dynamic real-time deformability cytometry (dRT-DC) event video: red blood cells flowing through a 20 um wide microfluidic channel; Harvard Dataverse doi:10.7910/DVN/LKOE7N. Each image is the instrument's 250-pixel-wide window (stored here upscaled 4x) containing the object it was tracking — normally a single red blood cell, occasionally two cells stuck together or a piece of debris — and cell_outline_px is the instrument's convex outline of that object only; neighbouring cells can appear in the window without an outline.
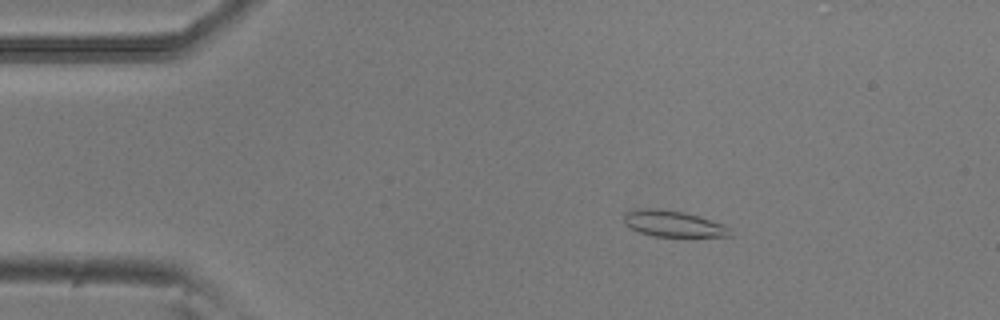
{"species": "common noctule bat (a hibernating species)", "species_latin": "Nyctalus noctula", "temperature_condition": "room temperature", "stored_images_in_passage": 46, "camera_frame_rate_fps": 3000, "um_per_image_px": 0.085, "animal": {"sex": "male", "body_mass_g": 20.5, "forearm_length_mm": 52.5}, "frame": {"image": 1, "passage_image": 3, "time_ms": 0.667, "image_size_px": [1000, 320], "cell_outline_px": [[732, 236], [656, 236], [640, 232], [624, 224], [624, 212], [636, 208], [660, 208], [684, 212], [724, 224], [728, 228]], "centroid_in_image_um": [57.17, 18.99], "position_along_channel_um": 27.8, "area_um2": 16.07}}
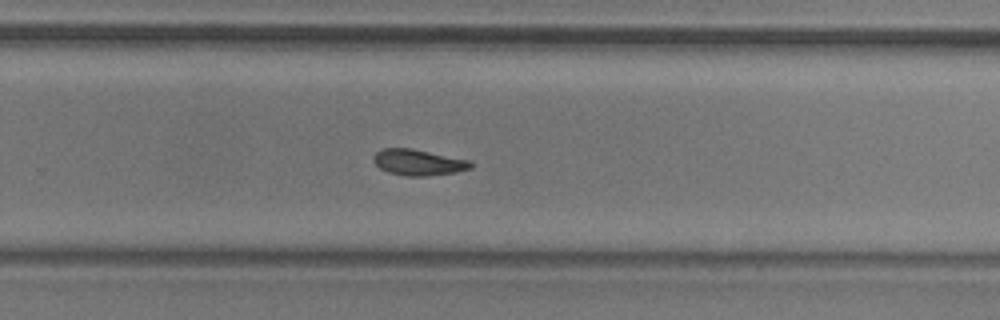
{"frame": {"image": 2, "passage_image": 28, "time_ms": 9.0, "image_size_px": [1000, 320], "cell_outline_px": [[472, 168], [456, 172], [424, 176], [408, 176], [388, 172], [380, 168], [372, 160], [372, 156], [376, 152], [384, 148], [412, 148], [472, 160]], "centroid_in_image_um": [35.57, 13.79], "position_along_channel_um": 294.2, "area_um2": 14.85}}
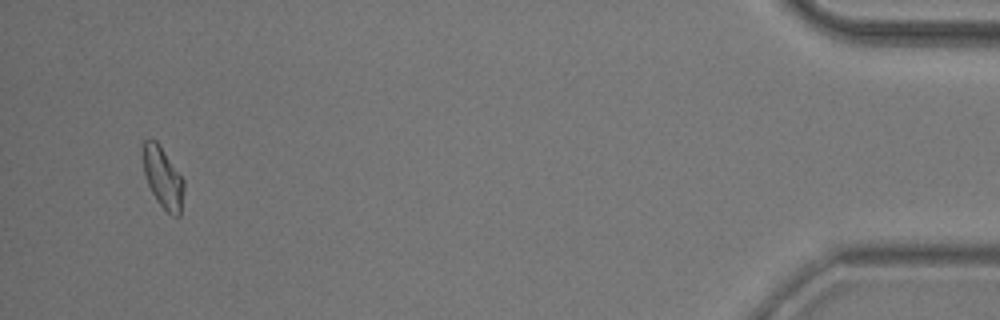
{"frame": {"image": 3, "passage_image": 44, "time_ms": 14.333, "image_size_px": [1000, 320], "cell_outline_px": [[184, 188], [180, 216], [172, 216], [156, 200], [148, 184], [144, 172], [144, 140], [156, 140], [184, 180]], "centroid_in_image_um": [13.87, 15.14], "position_along_channel_um": 421.3, "area_um2": 14.1}, "authors_computed_cell_mechanics": {"area_um2": 14.8257, "velocity_mm_per_s": 3.8856, "shape_relaxation_time_tau1_ms": 6.4178, "shape_relaxation_time_tau2_ms": 3.5747, "deformation_change_tau1": 0.1557, "deformation_change_tau2": 0.1022}}